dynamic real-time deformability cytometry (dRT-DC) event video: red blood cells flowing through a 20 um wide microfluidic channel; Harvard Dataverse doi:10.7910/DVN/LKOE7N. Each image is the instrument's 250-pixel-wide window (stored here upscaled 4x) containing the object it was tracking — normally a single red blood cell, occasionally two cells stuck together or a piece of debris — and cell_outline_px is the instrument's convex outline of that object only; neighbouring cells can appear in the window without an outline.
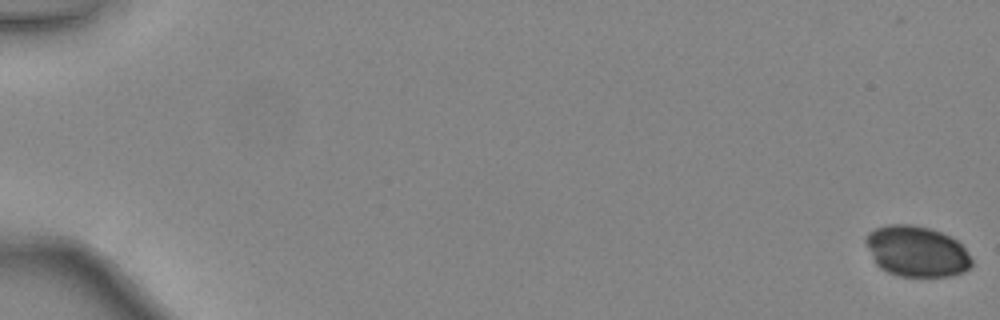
{"species": "common noctule bat (a hibernating species)", "species_latin": "Nyctalus noctula", "temperature_condition": "warm", "stored_images_in_passage": 8, "camera_frame_rate_fps": 3000, "um_per_image_px": 0.085, "animal": {"sex": "female", "body_mass_g": 24.6, "forearm_length_mm": 56.2}, "frame": {"image": 1, "passage_image": 1, "time_ms": 0.0, "image_size_px": [1000, 320], "cell_outline_px": [[972, 268], [964, 272], [952, 276], [900, 276], [888, 272], [880, 268], [876, 264], [864, 240], [868, 232], [876, 228], [888, 224], [912, 224], [928, 228], [940, 232], [956, 240], [968, 252], [972, 260]], "centroid_in_image_um": [77.92, 21.37], "position_along_channel_um": 7.1, "area_um2": 31.33}}